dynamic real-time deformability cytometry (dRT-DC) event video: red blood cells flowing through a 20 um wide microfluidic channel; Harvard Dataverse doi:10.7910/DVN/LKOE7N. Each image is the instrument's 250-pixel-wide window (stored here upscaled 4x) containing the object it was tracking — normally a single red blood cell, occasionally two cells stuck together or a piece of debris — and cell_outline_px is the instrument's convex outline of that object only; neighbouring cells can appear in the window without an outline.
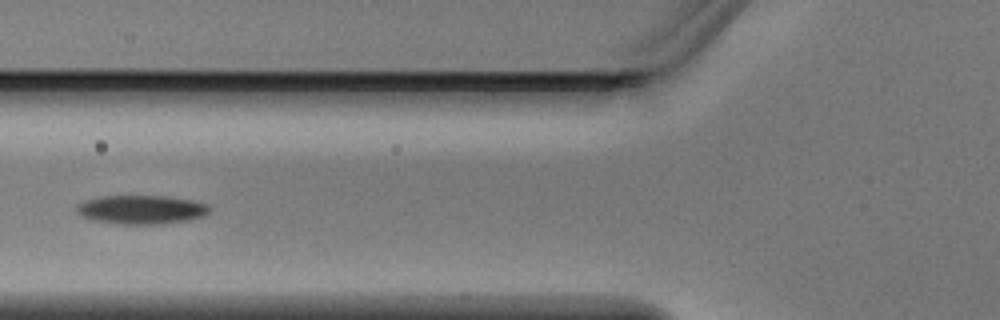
{"species": "Egyptian fruit bat (a non-hibernating species)", "species_latin": "Rousettus aegyptiacus", "temperature_condition": "warm", "stored_images_in_passage": 5, "camera_frame_rate_fps": 3000, "um_per_image_px": 0.085, "animal": {"sex": "male"}, "frame": {"image": 1, "passage_image": 5, "time_ms": 1.333, "image_size_px": [1000, 320], "cell_outline_px": [[212, 208], [204, 216], [188, 220], [156, 224], [120, 224], [92, 220], [76, 212], [76, 204], [100, 196], [168, 196], [192, 200], [208, 204]], "centroid_in_image_um": [12.04, 17.81], "position_along_channel_um": 113.8, "area_um2": 22.31}}